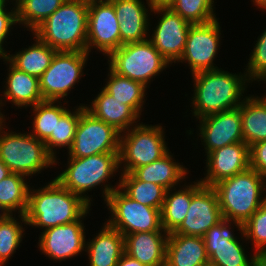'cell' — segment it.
Masks as SVG:
<instances>
[{"mask_svg":"<svg viewBox=\"0 0 266 266\" xmlns=\"http://www.w3.org/2000/svg\"><path fill=\"white\" fill-rule=\"evenodd\" d=\"M120 46L119 20L113 3L110 0L89 3L86 51L91 54L94 48L107 57Z\"/></svg>","mask_w":266,"mask_h":266,"instance_id":"obj_16","label":"cell"},{"mask_svg":"<svg viewBox=\"0 0 266 266\" xmlns=\"http://www.w3.org/2000/svg\"><path fill=\"white\" fill-rule=\"evenodd\" d=\"M177 188V189H176ZM192 199V182L166 190L161 209V225L169 234L174 232L184 221Z\"/></svg>","mask_w":266,"mask_h":266,"instance_id":"obj_30","label":"cell"},{"mask_svg":"<svg viewBox=\"0 0 266 266\" xmlns=\"http://www.w3.org/2000/svg\"><path fill=\"white\" fill-rule=\"evenodd\" d=\"M90 54L87 51H57L51 65L39 78L45 101H64L84 77Z\"/></svg>","mask_w":266,"mask_h":266,"instance_id":"obj_10","label":"cell"},{"mask_svg":"<svg viewBox=\"0 0 266 266\" xmlns=\"http://www.w3.org/2000/svg\"><path fill=\"white\" fill-rule=\"evenodd\" d=\"M88 3L66 0L32 33L57 51H86Z\"/></svg>","mask_w":266,"mask_h":266,"instance_id":"obj_5","label":"cell"},{"mask_svg":"<svg viewBox=\"0 0 266 266\" xmlns=\"http://www.w3.org/2000/svg\"><path fill=\"white\" fill-rule=\"evenodd\" d=\"M11 174V171L6 166V164L0 160V181H2L4 178L9 176Z\"/></svg>","mask_w":266,"mask_h":266,"instance_id":"obj_45","label":"cell"},{"mask_svg":"<svg viewBox=\"0 0 266 266\" xmlns=\"http://www.w3.org/2000/svg\"><path fill=\"white\" fill-rule=\"evenodd\" d=\"M106 60L108 67L113 72L138 81L147 88L155 80V77L171 67V64L148 39L142 42L124 44L112 51Z\"/></svg>","mask_w":266,"mask_h":266,"instance_id":"obj_8","label":"cell"},{"mask_svg":"<svg viewBox=\"0 0 266 266\" xmlns=\"http://www.w3.org/2000/svg\"><path fill=\"white\" fill-rule=\"evenodd\" d=\"M251 2L257 9H260L263 12L266 11V0H251Z\"/></svg>","mask_w":266,"mask_h":266,"instance_id":"obj_46","label":"cell"},{"mask_svg":"<svg viewBox=\"0 0 266 266\" xmlns=\"http://www.w3.org/2000/svg\"><path fill=\"white\" fill-rule=\"evenodd\" d=\"M152 9L156 8H169L175 0H146Z\"/></svg>","mask_w":266,"mask_h":266,"instance_id":"obj_43","label":"cell"},{"mask_svg":"<svg viewBox=\"0 0 266 266\" xmlns=\"http://www.w3.org/2000/svg\"><path fill=\"white\" fill-rule=\"evenodd\" d=\"M117 266H145V265L142 264L137 259L130 257L128 254L124 252L121 258L119 259Z\"/></svg>","mask_w":266,"mask_h":266,"instance_id":"obj_42","label":"cell"},{"mask_svg":"<svg viewBox=\"0 0 266 266\" xmlns=\"http://www.w3.org/2000/svg\"><path fill=\"white\" fill-rule=\"evenodd\" d=\"M264 84H266V79L263 81ZM264 94L266 95V91L264 92Z\"/></svg>","mask_w":266,"mask_h":266,"instance_id":"obj_50","label":"cell"},{"mask_svg":"<svg viewBox=\"0 0 266 266\" xmlns=\"http://www.w3.org/2000/svg\"><path fill=\"white\" fill-rule=\"evenodd\" d=\"M120 132L97 119L81 103V115L68 157L84 158L102 153H119Z\"/></svg>","mask_w":266,"mask_h":266,"instance_id":"obj_12","label":"cell"},{"mask_svg":"<svg viewBox=\"0 0 266 266\" xmlns=\"http://www.w3.org/2000/svg\"><path fill=\"white\" fill-rule=\"evenodd\" d=\"M220 23L217 18L205 24H192L188 31L184 52L177 65L179 62L186 63L191 72L189 74L218 69L214 62L223 41Z\"/></svg>","mask_w":266,"mask_h":266,"instance_id":"obj_13","label":"cell"},{"mask_svg":"<svg viewBox=\"0 0 266 266\" xmlns=\"http://www.w3.org/2000/svg\"><path fill=\"white\" fill-rule=\"evenodd\" d=\"M245 239L252 246V252L256 253L266 249V201L243 224Z\"/></svg>","mask_w":266,"mask_h":266,"instance_id":"obj_38","label":"cell"},{"mask_svg":"<svg viewBox=\"0 0 266 266\" xmlns=\"http://www.w3.org/2000/svg\"><path fill=\"white\" fill-rule=\"evenodd\" d=\"M155 15H158L156 19L158 17L159 19L157 24L155 23V28L150 19L148 40L171 65H174L184 52L188 31L192 24L171 8L153 9L151 16Z\"/></svg>","mask_w":266,"mask_h":266,"instance_id":"obj_15","label":"cell"},{"mask_svg":"<svg viewBox=\"0 0 266 266\" xmlns=\"http://www.w3.org/2000/svg\"><path fill=\"white\" fill-rule=\"evenodd\" d=\"M177 160V161H176ZM175 160L174 154L169 151L161 159L150 164L136 168L132 174L138 179L148 183H154L169 190L183 184L189 177V168ZM185 179V180H184Z\"/></svg>","mask_w":266,"mask_h":266,"instance_id":"obj_26","label":"cell"},{"mask_svg":"<svg viewBox=\"0 0 266 266\" xmlns=\"http://www.w3.org/2000/svg\"><path fill=\"white\" fill-rule=\"evenodd\" d=\"M0 60L4 62L3 64L6 63L8 71L4 79L6 80L4 91L1 92L3 95H0V118L8 120L5 112H2L7 102L15 106V109H29L44 100L40 91L39 78L18 70L4 56L0 57Z\"/></svg>","mask_w":266,"mask_h":266,"instance_id":"obj_20","label":"cell"},{"mask_svg":"<svg viewBox=\"0 0 266 266\" xmlns=\"http://www.w3.org/2000/svg\"><path fill=\"white\" fill-rule=\"evenodd\" d=\"M254 266H266V249L260 250L255 253Z\"/></svg>","mask_w":266,"mask_h":266,"instance_id":"obj_44","label":"cell"},{"mask_svg":"<svg viewBox=\"0 0 266 266\" xmlns=\"http://www.w3.org/2000/svg\"><path fill=\"white\" fill-rule=\"evenodd\" d=\"M17 217L16 215H7L0 220V266H6L25 238L24 235L27 230L25 228L28 226L25 215H18Z\"/></svg>","mask_w":266,"mask_h":266,"instance_id":"obj_35","label":"cell"},{"mask_svg":"<svg viewBox=\"0 0 266 266\" xmlns=\"http://www.w3.org/2000/svg\"><path fill=\"white\" fill-rule=\"evenodd\" d=\"M103 89L124 105L130 106L140 117L147 100V87L138 81L120 76L109 67Z\"/></svg>","mask_w":266,"mask_h":266,"instance_id":"obj_29","label":"cell"},{"mask_svg":"<svg viewBox=\"0 0 266 266\" xmlns=\"http://www.w3.org/2000/svg\"><path fill=\"white\" fill-rule=\"evenodd\" d=\"M90 208L78 221L45 229L38 236V250L51 261L62 262L85 254L86 228L84 219ZM88 215V216H87Z\"/></svg>","mask_w":266,"mask_h":266,"instance_id":"obj_14","label":"cell"},{"mask_svg":"<svg viewBox=\"0 0 266 266\" xmlns=\"http://www.w3.org/2000/svg\"><path fill=\"white\" fill-rule=\"evenodd\" d=\"M235 231H239L238 233L240 235L235 233ZM236 234L238 236H236ZM203 239L210 265H255V253H253V255L252 252H250L251 254H248L249 252L246 248L247 245H243L245 242V244H247V240L245 239L243 233V224L241 222L222 219L218 224L211 227L204 234Z\"/></svg>","mask_w":266,"mask_h":266,"instance_id":"obj_9","label":"cell"},{"mask_svg":"<svg viewBox=\"0 0 266 266\" xmlns=\"http://www.w3.org/2000/svg\"><path fill=\"white\" fill-rule=\"evenodd\" d=\"M197 140L201 141L206 156L215 149L244 142L241 127L240 108L206 116L198 121ZM200 137V139H198Z\"/></svg>","mask_w":266,"mask_h":266,"instance_id":"obj_18","label":"cell"},{"mask_svg":"<svg viewBox=\"0 0 266 266\" xmlns=\"http://www.w3.org/2000/svg\"><path fill=\"white\" fill-rule=\"evenodd\" d=\"M193 94L190 99L191 118L198 120L219 112L238 108L248 96L250 81L243 73H230L221 68L191 74ZM247 94V95H245Z\"/></svg>","mask_w":266,"mask_h":266,"instance_id":"obj_1","label":"cell"},{"mask_svg":"<svg viewBox=\"0 0 266 266\" xmlns=\"http://www.w3.org/2000/svg\"><path fill=\"white\" fill-rule=\"evenodd\" d=\"M81 115V104L69 109L56 123L55 130L50 137L44 142L48 153L55 159V165L61 164L57 156L59 149L65 148L67 152L71 149L78 120ZM58 150V151H56ZM58 152V153H57Z\"/></svg>","mask_w":266,"mask_h":266,"instance_id":"obj_33","label":"cell"},{"mask_svg":"<svg viewBox=\"0 0 266 266\" xmlns=\"http://www.w3.org/2000/svg\"><path fill=\"white\" fill-rule=\"evenodd\" d=\"M76 1H82V2H85V3H92V2H97V1H102V0H76Z\"/></svg>","mask_w":266,"mask_h":266,"instance_id":"obj_49","label":"cell"},{"mask_svg":"<svg viewBox=\"0 0 266 266\" xmlns=\"http://www.w3.org/2000/svg\"><path fill=\"white\" fill-rule=\"evenodd\" d=\"M62 102L44 100L30 107L29 113H32V117H30L32 122L29 123H31L32 127L30 126L29 128H32V130L29 133L38 140L45 142L52 131L55 130L56 123L69 110V107L66 106L69 103L68 99L66 102Z\"/></svg>","mask_w":266,"mask_h":266,"instance_id":"obj_32","label":"cell"},{"mask_svg":"<svg viewBox=\"0 0 266 266\" xmlns=\"http://www.w3.org/2000/svg\"><path fill=\"white\" fill-rule=\"evenodd\" d=\"M67 158V164L64 166L66 169L64 168L56 175L55 179L66 189L80 196L90 206H93L92 196L94 195H89L88 192L100 187L104 204L108 196L119 188L120 180L116 181L115 185H111V181H109L113 176L115 178L116 175H121L119 174L121 173L119 153H102L84 158Z\"/></svg>","mask_w":266,"mask_h":266,"instance_id":"obj_3","label":"cell"},{"mask_svg":"<svg viewBox=\"0 0 266 266\" xmlns=\"http://www.w3.org/2000/svg\"><path fill=\"white\" fill-rule=\"evenodd\" d=\"M223 219L216 190L200 180L192 182V199L181 225L172 233L203 237Z\"/></svg>","mask_w":266,"mask_h":266,"instance_id":"obj_17","label":"cell"},{"mask_svg":"<svg viewBox=\"0 0 266 266\" xmlns=\"http://www.w3.org/2000/svg\"><path fill=\"white\" fill-rule=\"evenodd\" d=\"M92 101V102H91ZM90 104H85V109L97 119L113 126L120 133L138 125L141 117L128 105L122 104L106 92L102 86Z\"/></svg>","mask_w":266,"mask_h":266,"instance_id":"obj_22","label":"cell"},{"mask_svg":"<svg viewBox=\"0 0 266 266\" xmlns=\"http://www.w3.org/2000/svg\"><path fill=\"white\" fill-rule=\"evenodd\" d=\"M8 125L6 118H0V160L11 173L30 179L48 168L56 167L55 159L48 153L43 141L29 131L9 130Z\"/></svg>","mask_w":266,"mask_h":266,"instance_id":"obj_6","label":"cell"},{"mask_svg":"<svg viewBox=\"0 0 266 266\" xmlns=\"http://www.w3.org/2000/svg\"><path fill=\"white\" fill-rule=\"evenodd\" d=\"M94 237L86 239L84 255L89 266H117L124 253V236L106 222Z\"/></svg>","mask_w":266,"mask_h":266,"instance_id":"obj_24","label":"cell"},{"mask_svg":"<svg viewBox=\"0 0 266 266\" xmlns=\"http://www.w3.org/2000/svg\"><path fill=\"white\" fill-rule=\"evenodd\" d=\"M31 34L34 40L31 46L26 45V48L23 47L17 50L18 52L15 50L13 54L7 49L4 57L18 70L40 78L51 65L57 50L42 42L35 34Z\"/></svg>","mask_w":266,"mask_h":266,"instance_id":"obj_27","label":"cell"},{"mask_svg":"<svg viewBox=\"0 0 266 266\" xmlns=\"http://www.w3.org/2000/svg\"><path fill=\"white\" fill-rule=\"evenodd\" d=\"M8 214L0 206V220L4 219Z\"/></svg>","mask_w":266,"mask_h":266,"instance_id":"obj_47","label":"cell"},{"mask_svg":"<svg viewBox=\"0 0 266 266\" xmlns=\"http://www.w3.org/2000/svg\"><path fill=\"white\" fill-rule=\"evenodd\" d=\"M261 35L254 41L253 49L249 54V61L245 64V72L249 81L259 84L266 79V28L262 31ZM256 43V44H255ZM256 81V82H255Z\"/></svg>","mask_w":266,"mask_h":266,"instance_id":"obj_39","label":"cell"},{"mask_svg":"<svg viewBox=\"0 0 266 266\" xmlns=\"http://www.w3.org/2000/svg\"><path fill=\"white\" fill-rule=\"evenodd\" d=\"M204 159V186L213 187L218 182L243 172L250 167L249 146L245 142L226 145L208 153Z\"/></svg>","mask_w":266,"mask_h":266,"instance_id":"obj_19","label":"cell"},{"mask_svg":"<svg viewBox=\"0 0 266 266\" xmlns=\"http://www.w3.org/2000/svg\"><path fill=\"white\" fill-rule=\"evenodd\" d=\"M216 0H175L169 7L191 24H205L216 17Z\"/></svg>","mask_w":266,"mask_h":266,"instance_id":"obj_37","label":"cell"},{"mask_svg":"<svg viewBox=\"0 0 266 266\" xmlns=\"http://www.w3.org/2000/svg\"><path fill=\"white\" fill-rule=\"evenodd\" d=\"M167 238L166 231L125 235L124 252L145 266H165Z\"/></svg>","mask_w":266,"mask_h":266,"instance_id":"obj_23","label":"cell"},{"mask_svg":"<svg viewBox=\"0 0 266 266\" xmlns=\"http://www.w3.org/2000/svg\"><path fill=\"white\" fill-rule=\"evenodd\" d=\"M222 217L244 224L266 201V177L251 167L213 186Z\"/></svg>","mask_w":266,"mask_h":266,"instance_id":"obj_4","label":"cell"},{"mask_svg":"<svg viewBox=\"0 0 266 266\" xmlns=\"http://www.w3.org/2000/svg\"><path fill=\"white\" fill-rule=\"evenodd\" d=\"M12 3L4 2L0 0V57L5 56L7 53L4 44H8L7 40L10 39V34L13 29L19 26L17 25V8L16 5L10 6ZM10 8V9H9ZM17 26V27H16Z\"/></svg>","mask_w":266,"mask_h":266,"instance_id":"obj_40","label":"cell"},{"mask_svg":"<svg viewBox=\"0 0 266 266\" xmlns=\"http://www.w3.org/2000/svg\"><path fill=\"white\" fill-rule=\"evenodd\" d=\"M1 1H4V2H10V3H12V5L14 6V5H16L20 0H1Z\"/></svg>","mask_w":266,"mask_h":266,"instance_id":"obj_48","label":"cell"},{"mask_svg":"<svg viewBox=\"0 0 266 266\" xmlns=\"http://www.w3.org/2000/svg\"><path fill=\"white\" fill-rule=\"evenodd\" d=\"M119 188L131 199L143 205L162 209L166 189L154 183L138 180L132 173H120Z\"/></svg>","mask_w":266,"mask_h":266,"instance_id":"obj_34","label":"cell"},{"mask_svg":"<svg viewBox=\"0 0 266 266\" xmlns=\"http://www.w3.org/2000/svg\"><path fill=\"white\" fill-rule=\"evenodd\" d=\"M31 184L29 178L17 173L0 181V206L8 215H25Z\"/></svg>","mask_w":266,"mask_h":266,"instance_id":"obj_31","label":"cell"},{"mask_svg":"<svg viewBox=\"0 0 266 266\" xmlns=\"http://www.w3.org/2000/svg\"><path fill=\"white\" fill-rule=\"evenodd\" d=\"M250 167L266 177V140L249 147Z\"/></svg>","mask_w":266,"mask_h":266,"instance_id":"obj_41","label":"cell"},{"mask_svg":"<svg viewBox=\"0 0 266 266\" xmlns=\"http://www.w3.org/2000/svg\"><path fill=\"white\" fill-rule=\"evenodd\" d=\"M239 108L244 142L250 147L266 140V95L248 94Z\"/></svg>","mask_w":266,"mask_h":266,"instance_id":"obj_28","label":"cell"},{"mask_svg":"<svg viewBox=\"0 0 266 266\" xmlns=\"http://www.w3.org/2000/svg\"><path fill=\"white\" fill-rule=\"evenodd\" d=\"M162 124L140 122L120 133L119 168L121 173H132L136 168L161 159L170 149Z\"/></svg>","mask_w":266,"mask_h":266,"instance_id":"obj_7","label":"cell"},{"mask_svg":"<svg viewBox=\"0 0 266 266\" xmlns=\"http://www.w3.org/2000/svg\"><path fill=\"white\" fill-rule=\"evenodd\" d=\"M66 0H20L16 4L17 22L20 27L33 32L52 15Z\"/></svg>","mask_w":266,"mask_h":266,"instance_id":"obj_36","label":"cell"},{"mask_svg":"<svg viewBox=\"0 0 266 266\" xmlns=\"http://www.w3.org/2000/svg\"><path fill=\"white\" fill-rule=\"evenodd\" d=\"M209 257L203 237L169 233L165 266H206Z\"/></svg>","mask_w":266,"mask_h":266,"instance_id":"obj_25","label":"cell"},{"mask_svg":"<svg viewBox=\"0 0 266 266\" xmlns=\"http://www.w3.org/2000/svg\"><path fill=\"white\" fill-rule=\"evenodd\" d=\"M108 219L105 222L123 236L137 232L165 231L161 225V210L138 203L120 188L105 201Z\"/></svg>","mask_w":266,"mask_h":266,"instance_id":"obj_11","label":"cell"},{"mask_svg":"<svg viewBox=\"0 0 266 266\" xmlns=\"http://www.w3.org/2000/svg\"><path fill=\"white\" fill-rule=\"evenodd\" d=\"M119 20L121 46L148 39L152 7L144 0H110Z\"/></svg>","mask_w":266,"mask_h":266,"instance_id":"obj_21","label":"cell"},{"mask_svg":"<svg viewBox=\"0 0 266 266\" xmlns=\"http://www.w3.org/2000/svg\"><path fill=\"white\" fill-rule=\"evenodd\" d=\"M90 207L80 196L53 178L36 189L31 185L25 218L28 227L39 228L42 232L78 221Z\"/></svg>","mask_w":266,"mask_h":266,"instance_id":"obj_2","label":"cell"}]
</instances>
